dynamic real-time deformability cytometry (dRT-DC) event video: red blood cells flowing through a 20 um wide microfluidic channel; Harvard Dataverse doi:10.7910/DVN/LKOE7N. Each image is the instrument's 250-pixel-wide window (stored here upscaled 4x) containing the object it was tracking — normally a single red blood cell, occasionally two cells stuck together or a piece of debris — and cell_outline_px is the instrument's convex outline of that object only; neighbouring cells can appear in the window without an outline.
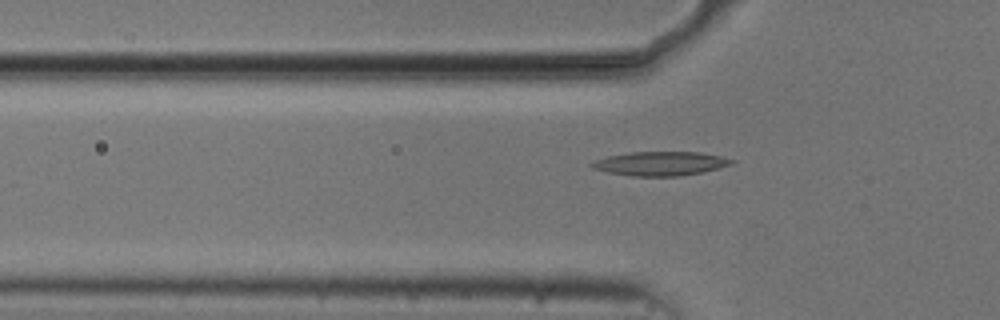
{"species": "common noctule bat (a hibernating species)", "species_latin": "Nyctalus noctula", "temperature_condition": "cold", "stored_images_in_passage": 37, "camera_frame_rate_fps": 3000, "um_per_image_px": 0.085, "animal": {"sex": "male", "body_mass_g": 20.5, "forearm_length_mm": 52.5}, "frame": {"image": 1, "passage_image": 6, "time_ms": 1.667, "image_size_px": [1000, 320], "cell_outline_px": [[736, 160], [732, 164], [700, 172], [680, 176], [632, 176], [608, 172], [592, 168], [588, 164], [596, 160], [608, 156], [632, 152], [700, 152], [720, 156]], "centroid_in_image_um": [56.11, 13.9], "position_along_channel_um": 69.7, "area_um2": 19.36}}
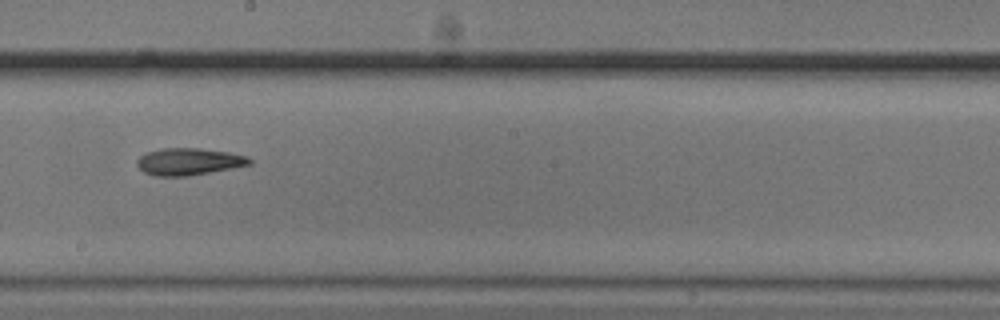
{"frame": {"image": 2, "passage_image": 19, "time_ms": 6.0, "image_size_px": [1000, 320], "cell_outline_px": [[252, 164], [232, 168], [188, 176], [152, 176], [144, 172], [136, 164], [136, 160], [140, 156], [148, 152], [164, 148], [200, 148], [228, 152], [248, 156], [252, 160]], "centroid_in_image_um": [16.05, 13.74], "position_along_channel_um": 232.1, "area_um2": 17.74}}
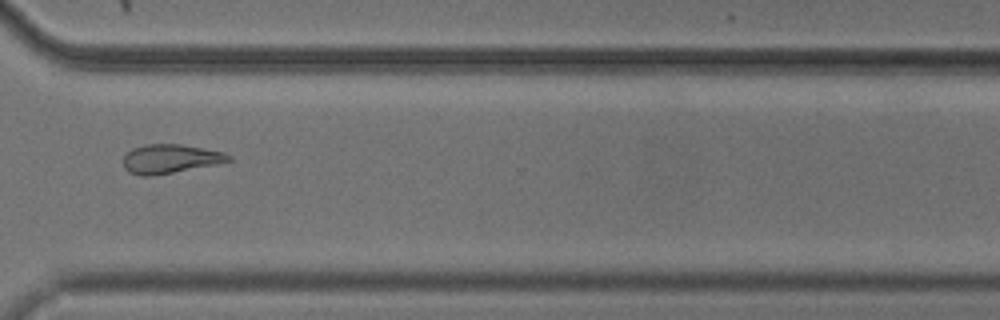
{"frame": {"image": 3, "passage_image": 29, "time_ms": 9.333, "image_size_px": [1000, 320], "cell_outline_px": [[232, 160], [216, 164], [152, 176], [140, 176], [128, 172], [124, 168], [124, 156], [132, 148], [144, 144], [180, 144], [224, 152], [232, 156]], "centroid_in_image_um": [14.45, 13.5], "position_along_channel_um": 356.2, "area_um2": 17.74}, "authors_computed_cell_mechanics": {"area_um2": 17.918, "velocity_mm_per_s": 3.7307, "shape_relaxation_time_tau1_ms": null, "shape_relaxation_time_tau2_ms": 10.1428, "deformation_change_tau1": null, "deformation_change_tau2": 0.2286}}